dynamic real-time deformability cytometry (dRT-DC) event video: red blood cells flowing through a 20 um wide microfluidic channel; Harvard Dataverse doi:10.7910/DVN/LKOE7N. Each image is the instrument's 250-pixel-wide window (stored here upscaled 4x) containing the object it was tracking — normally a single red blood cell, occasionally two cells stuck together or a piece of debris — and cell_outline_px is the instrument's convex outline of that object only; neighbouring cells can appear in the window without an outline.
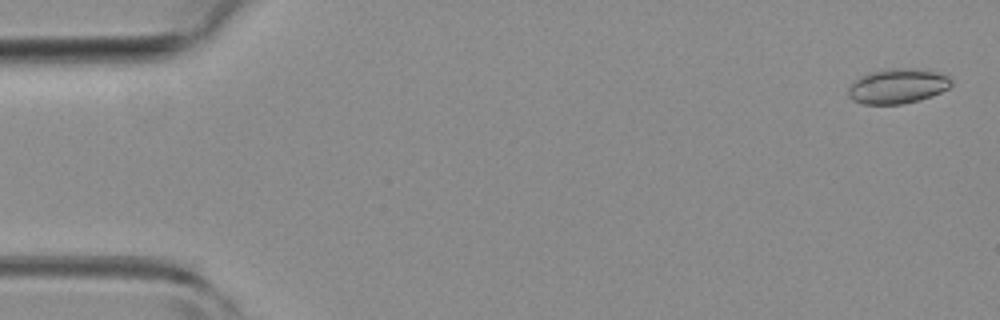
{"species": "common noctule bat (a hibernating species)", "species_latin": "Nyctalus noctula", "temperature_condition": "room temperature", "stored_images_in_passage": 44, "camera_frame_rate_fps": 3000, "um_per_image_px": 0.085, "animal": {"sex": "female", "body_mass_g": 19.3, "forearm_length_mm": 54.1}, "frame": {"image": 1, "passage_image": 2, "time_ms": 0.333, "image_size_px": [1000, 320], "cell_outline_px": [[952, 84], [948, 88], [932, 96], [920, 100], [900, 104], [864, 104], [852, 100], [848, 96], [848, 88], [852, 80], [868, 72], [888, 68], [916, 68], [948, 76], [952, 80]], "centroid_in_image_um": [76.24, 7.31], "position_along_channel_um": 8.8, "area_um2": 21.1}}
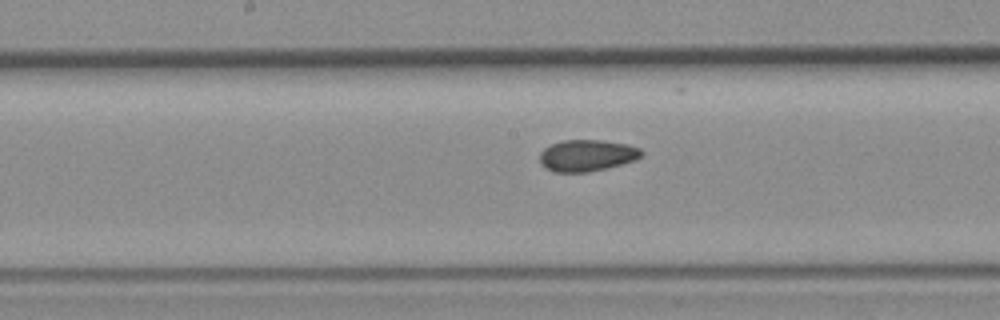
{"frame": {"image": 2, "passage_image": 26, "time_ms": 8.333, "image_size_px": [1000, 320], "cell_outline_px": [[644, 152], [636, 160], [608, 168], [588, 172], [552, 172], [544, 168], [540, 164], [540, 152], [544, 148], [552, 144], [564, 140], [600, 140], [628, 144], [640, 148]], "centroid_in_image_um": [49.88, 13.22], "position_along_channel_um": 198.3, "area_um2": 18.9}}
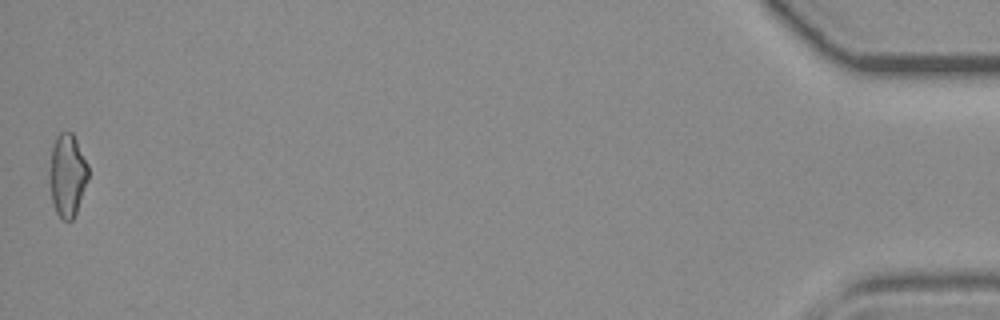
{"frame": {"image": 3, "passage_image": 44, "time_ms": 14.333, "image_size_px": [1000, 320], "cell_outline_px": [[88, 180], [76, 212], [72, 220], [60, 220], [52, 204], [48, 180], [48, 172], [52, 148], [56, 136], [60, 132], [72, 132], [88, 164]], "centroid_in_image_um": [5.69, 14.91], "position_along_channel_um": 429.5, "area_um2": 18.96}, "authors_computed_cell_mechanics": {"area_um2": 19.0162, "velocity_mm_per_s": 4.0511, "shape_relaxation_time_tau1_ms": null, "shape_relaxation_time_tau2_ms": 2.111, "deformation_change_tau1": null, "deformation_change_tau2": 0.0658}}